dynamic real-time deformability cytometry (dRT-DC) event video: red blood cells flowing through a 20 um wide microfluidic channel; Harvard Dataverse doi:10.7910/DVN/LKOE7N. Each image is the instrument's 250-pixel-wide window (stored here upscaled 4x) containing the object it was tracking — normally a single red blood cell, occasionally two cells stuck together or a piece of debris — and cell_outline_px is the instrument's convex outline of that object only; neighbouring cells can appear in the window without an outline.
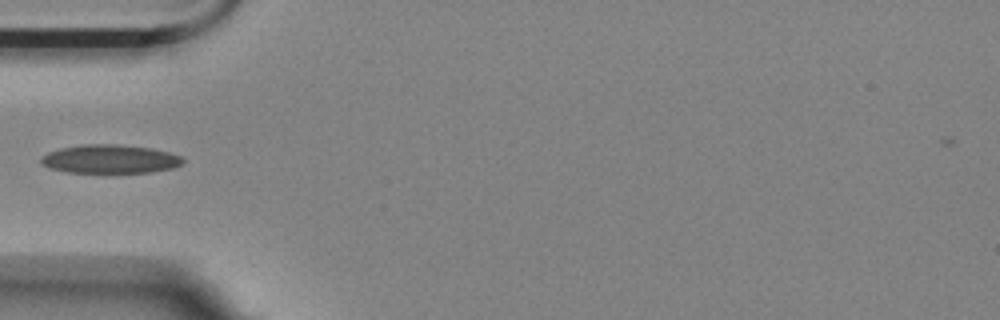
{"species": "Egyptian fruit bat (a non-hibernating species)", "species_latin": "Rousettus aegyptiacus", "temperature_condition": "room temperature", "stored_images_in_passage": 7, "camera_frame_rate_fps": 3000, "um_per_image_px": 0.085, "animal": {"sex": "female"}, "frame": {"image": 1, "passage_image": 5, "time_ms": 5.0, "image_size_px": [1000, 320], "cell_outline_px": [[184, 164], [172, 168], [152, 172], [68, 172], [48, 168], [40, 164], [40, 156], [48, 152], [60, 148], [80, 144], [116, 144], [148, 148], [168, 152], [180, 156], [184, 160]], "centroid_in_image_um": [9.3, 13.51], "position_along_channel_um": 75.7, "area_um2": 23.7}}
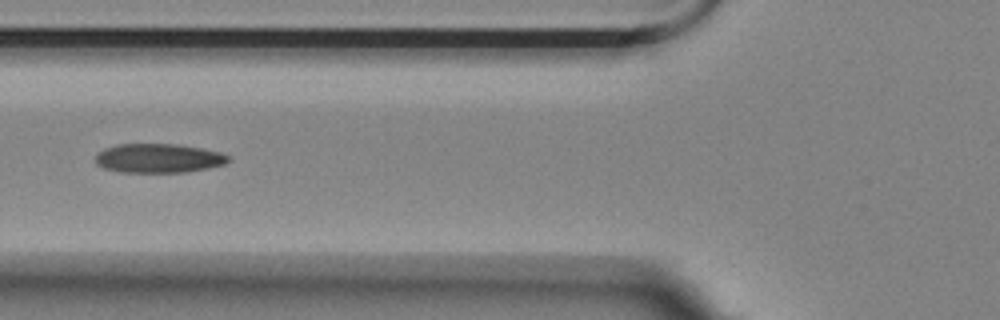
{"frame": {"image": 2, "passage_image": 6, "time_ms": 6.0, "image_size_px": [1000, 320], "cell_outline_px": [[232, 160], [224, 164], [208, 168], [184, 172], [120, 172], [104, 168], [96, 164], [96, 152], [104, 148], [116, 144], [176, 144], [200, 148], [220, 152], [228, 156]], "centroid_in_image_um": [13.45, 13.44], "position_along_channel_um": 112.4, "area_um2": 22.6}}
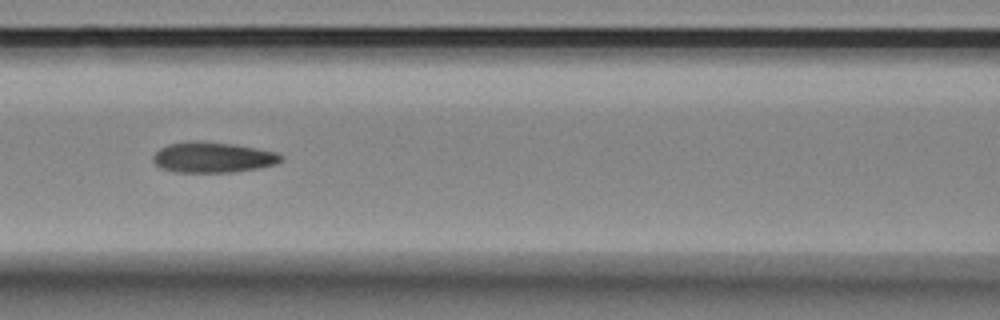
{"frame": {"image": 3, "passage_image": 7, "time_ms": 7.0, "image_size_px": [1000, 320], "cell_outline_px": [[284, 160], [276, 164], [260, 168], [232, 172], [172, 172], [160, 168], [152, 160], [152, 156], [160, 148], [168, 144], [188, 140], [200, 140], [232, 144], [280, 152], [284, 156]], "centroid_in_image_um": [18.11, 13.37], "position_along_channel_um": 148.5, "area_um2": 23.24}}